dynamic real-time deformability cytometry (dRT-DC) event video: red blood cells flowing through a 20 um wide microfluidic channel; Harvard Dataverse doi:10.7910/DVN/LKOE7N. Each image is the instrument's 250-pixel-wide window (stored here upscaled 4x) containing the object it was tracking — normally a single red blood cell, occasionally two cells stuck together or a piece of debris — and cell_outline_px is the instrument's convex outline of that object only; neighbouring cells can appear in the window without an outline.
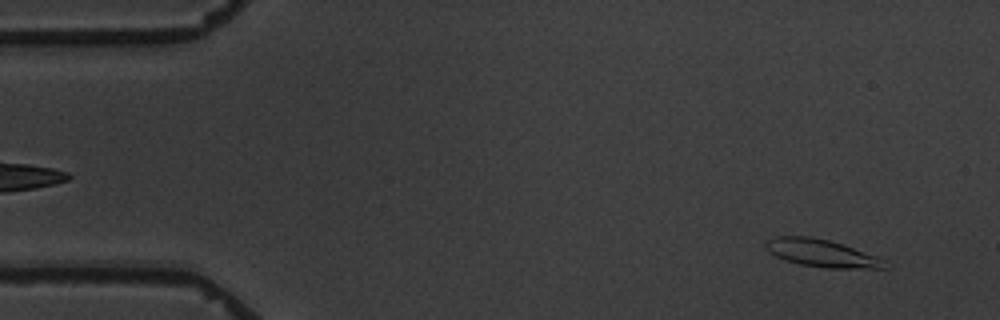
{"species": "common noctule bat (a hibernating species)", "species_latin": "Nyctalus noctula", "temperature_condition": "warm", "stored_images_in_passage": 4, "camera_frame_rate_fps": 3000, "um_per_image_px": 0.085, "animal": {"sex": "male", "body_mass_g": 19.5, "forearm_length_mm": 54.6}, "frame": {"image": 1, "passage_image": 1, "time_ms": 0.0, "image_size_px": [1000, 320], "cell_outline_px": [[888, 268], [828, 268], [800, 264], [776, 256], [768, 252], [764, 248], [764, 240], [776, 236], [812, 236], [828, 240], [876, 256]], "centroid_in_image_um": [69.71, 21.5], "position_along_channel_um": 15.3, "area_um2": 18.73}}